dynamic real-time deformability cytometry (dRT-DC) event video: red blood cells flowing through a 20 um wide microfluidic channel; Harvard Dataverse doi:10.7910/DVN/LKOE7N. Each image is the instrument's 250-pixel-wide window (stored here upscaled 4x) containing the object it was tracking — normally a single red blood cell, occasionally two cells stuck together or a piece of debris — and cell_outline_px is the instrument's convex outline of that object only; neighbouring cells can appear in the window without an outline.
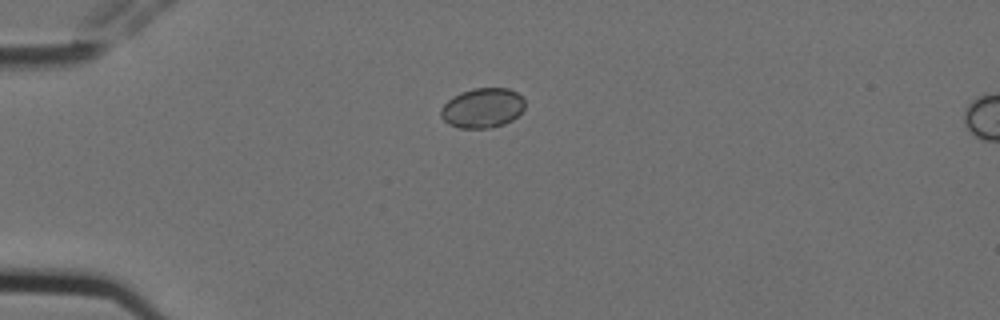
{"species": "Egyptian fruit bat (a non-hibernating species)", "species_latin": "Rousettus aegyptiacus", "temperature_condition": "cold", "stored_images_in_passage": 3, "camera_frame_rate_fps": 3000, "um_per_image_px": 0.085, "animal": {"sex": "female"}, "frame": {"image": 1, "passage_image": 1, "time_ms": 0.0, "image_size_px": [1000, 320], "cell_outline_px": [[524, 108], [512, 120], [504, 124], [488, 128], [460, 128], [448, 124], [440, 116], [440, 108], [452, 96], [460, 92], [472, 88], [508, 88], [516, 92], [524, 100]], "centroid_in_image_um": [40.97, 9.17], "position_along_channel_um": 44.0, "area_um2": 19.54}}
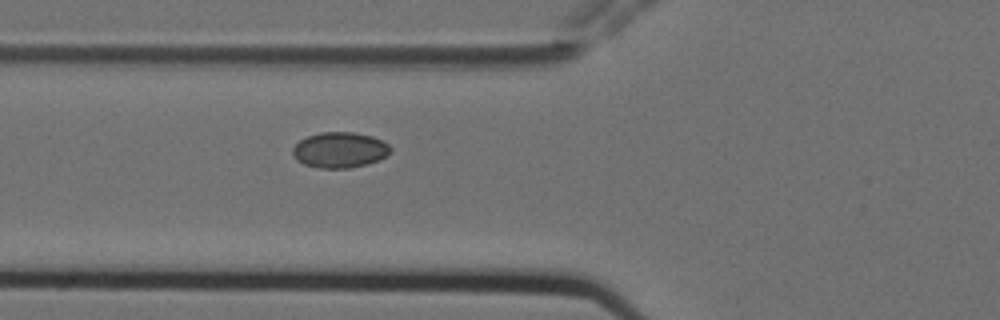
{"frame": {"image": 2, "passage_image": 3, "time_ms": 0.667, "image_size_px": [1000, 320], "cell_outline_px": [[392, 152], [388, 156], [380, 160], [368, 164], [348, 168], [320, 168], [304, 164], [296, 160], [292, 152], [292, 148], [300, 140], [308, 136], [320, 132], [352, 132], [372, 136], [388, 144], [392, 148]], "centroid_in_image_um": [28.91, 12.75], "position_along_channel_um": 96.9, "area_um2": 20.46}}